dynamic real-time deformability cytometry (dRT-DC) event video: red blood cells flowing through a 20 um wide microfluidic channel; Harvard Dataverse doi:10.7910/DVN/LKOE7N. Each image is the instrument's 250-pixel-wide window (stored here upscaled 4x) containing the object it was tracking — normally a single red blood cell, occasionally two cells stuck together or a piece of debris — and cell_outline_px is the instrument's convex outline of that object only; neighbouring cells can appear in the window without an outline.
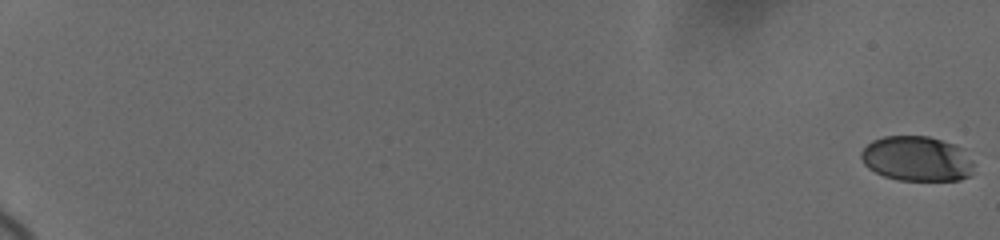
{"species": "human", "species_latin": "Homo sapiens", "temperature_condition": "cold", "stored_images_in_passage": 88, "camera_frame_rate_fps": 3000, "um_per_image_px": 0.085, "donor": {"sex": "female"}, "frame": {"image": 1, "passage_image": 1, "time_ms": 0.0, "image_size_px": [1000, 240], "cell_outline_px": [[972, 176], [960, 180], [900, 180], [884, 176], [868, 168], [864, 164], [860, 156], [860, 152], [872, 140], [884, 136], [928, 136], [956, 144], [964, 148], [972, 160]], "centroid_in_image_um": [77.95, 13.48], "position_along_channel_um": 7.0, "area_um2": 29.82}}
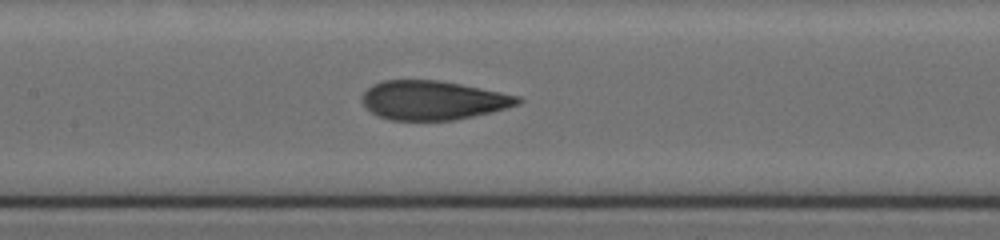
{"frame": {"image": 2, "passage_image": 47, "time_ms": 11.0, "image_size_px": [1000, 240], "cell_outline_px": [[524, 100], [520, 104], [492, 112], [452, 120], [392, 120], [380, 116], [372, 112], [364, 104], [364, 92], [372, 84], [384, 80], [440, 80], [520, 96]], "centroid_in_image_um": [36.85, 8.51], "position_along_channel_um": 170.6, "area_um2": 35.14}}
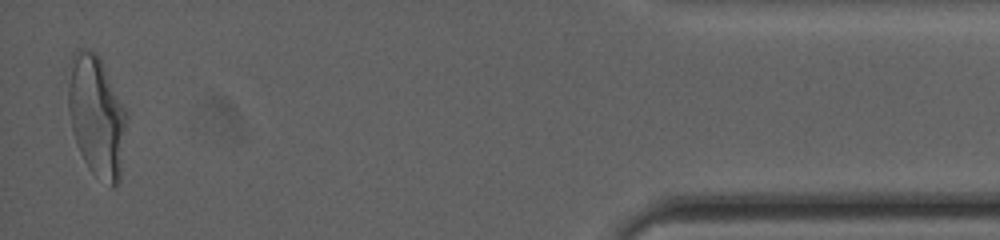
{"frame": {"image": 3, "passage_image": 88, "time_ms": 19.667, "image_size_px": [1000, 240], "cell_outline_px": [[128, 116], [120, 180], [112, 188], [92, 172], [88, 168], [76, 144], [72, 132], [68, 108], [68, 84], [72, 56], [80, 48], [96, 52], [100, 56]], "centroid_in_image_um": [8.22, 9.89], "position_along_channel_um": 427.0, "area_um2": 41.33}, "authors_computed_cell_mechanics": {"area_um2": 35.4603, "velocity_mm_per_s": 3.678, "shape_relaxation_time_tau1_ms": 6.685, "shape_relaxation_time_tau2_ms": 0.7978, "deformation_change_tau1": 0.2334, "deformation_change_tau2": 0.0692}}